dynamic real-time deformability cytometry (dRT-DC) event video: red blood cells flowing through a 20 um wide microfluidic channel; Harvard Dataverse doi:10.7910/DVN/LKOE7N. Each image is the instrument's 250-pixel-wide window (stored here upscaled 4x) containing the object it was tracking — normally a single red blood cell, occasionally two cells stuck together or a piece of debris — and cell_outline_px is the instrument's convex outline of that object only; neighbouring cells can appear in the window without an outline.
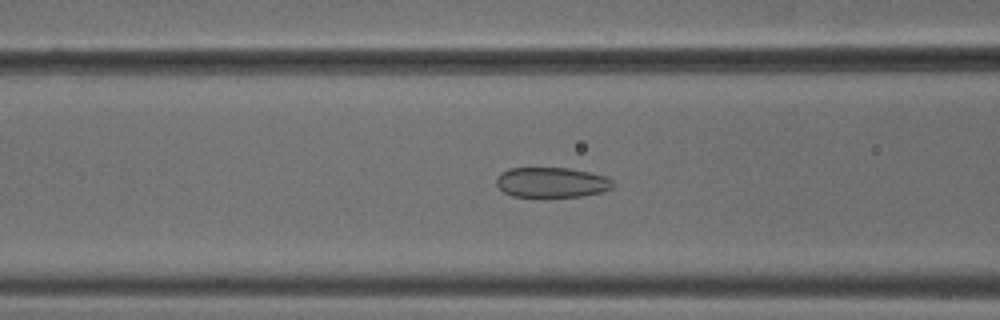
{"species": "common noctule bat (a hibernating species)", "species_latin": "Nyctalus noctula", "temperature_condition": "cold", "stored_images_in_passage": 53, "camera_frame_rate_fps": 3000, "um_per_image_px": 0.085, "animal": {"sex": "male", "body_mass_g": 18.8}, "frame": {"image": 1, "passage_image": 22, "time_ms": 7.0, "image_size_px": [1000, 320], "cell_outline_px": [[616, 184], [612, 188], [600, 192], [580, 196], [512, 196], [504, 192], [496, 184], [496, 180], [504, 172], [512, 168], [568, 168], [588, 172], [604, 176], [612, 180]], "centroid_in_image_um": [46.92, 15.5], "position_along_channel_um": 119.7, "area_um2": 20.06}}
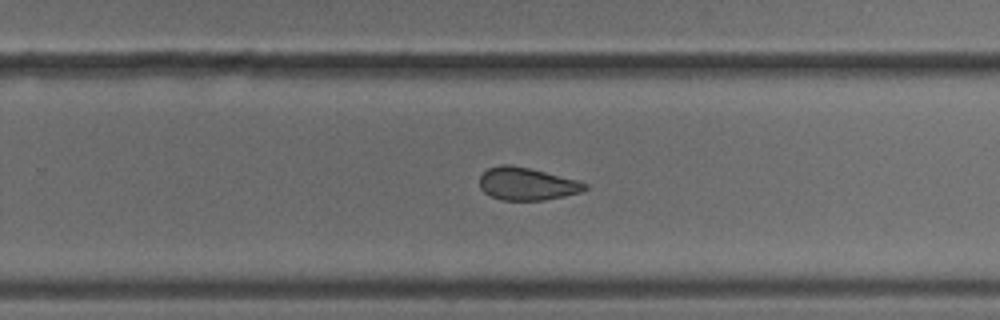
{"frame": {"image": 2, "passage_image": 35, "time_ms": 11.333, "image_size_px": [1000, 320], "cell_outline_px": [[588, 188], [580, 192], [564, 196], [544, 200], [500, 200], [484, 192], [480, 188], [480, 176], [488, 168], [500, 164], [512, 164], [576, 180], [588, 184]], "centroid_in_image_um": [44.76, 15.63], "position_along_channel_um": 285.0, "area_um2": 19.88}}
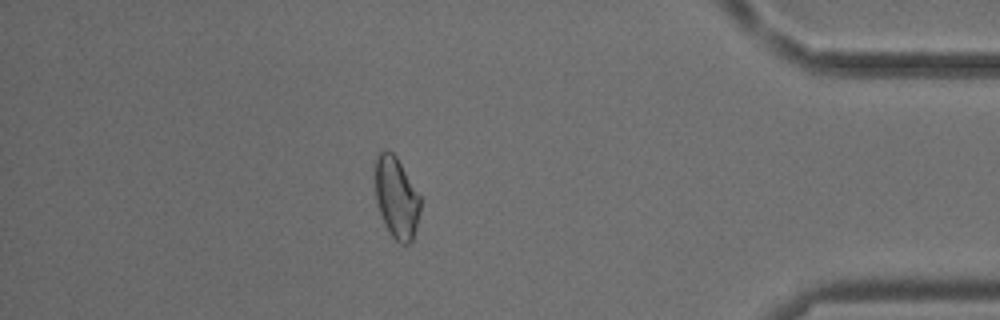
{"frame": {"image": 3, "passage_image": 47, "time_ms": 15.333, "image_size_px": [1000, 320], "cell_outline_px": [[420, 208], [412, 240], [408, 244], [400, 244], [392, 236], [384, 224], [376, 200], [376, 152], [384, 148], [392, 152], [396, 156], [420, 196]], "centroid_in_image_um": [33.68, 16.77], "position_along_channel_um": 401.5, "area_um2": 21.15}, "authors_computed_cell_mechanics": {"area_um2": 21.2126, "velocity_mm_per_s": 3.8144, "shape_relaxation_time_tau1_ms": 10.7599, "shape_relaxation_time_tau2_ms": 2.8506, "deformation_change_tau1": 0.1554, "deformation_change_tau2": 0.0761}}